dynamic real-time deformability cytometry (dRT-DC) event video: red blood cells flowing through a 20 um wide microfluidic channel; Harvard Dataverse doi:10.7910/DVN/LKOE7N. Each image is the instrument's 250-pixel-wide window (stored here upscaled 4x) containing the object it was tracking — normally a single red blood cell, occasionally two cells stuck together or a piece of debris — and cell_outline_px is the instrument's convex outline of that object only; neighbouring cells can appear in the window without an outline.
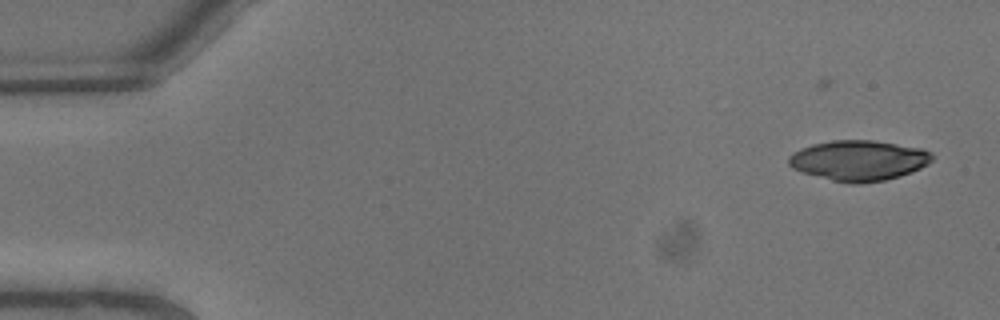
{"species": "common noctule bat (a hibernating species)", "species_latin": "Nyctalus noctula", "temperature_condition": "warm", "stored_images_in_passage": 6, "camera_frame_rate_fps": 3000, "um_per_image_px": 0.085, "animal": {"sex": "male", "body_mass_g": 13.3}, "frame": {"image": 1, "passage_image": 1, "time_ms": 0.0, "image_size_px": [1000, 320], "cell_outline_px": [[932, 160], [928, 164], [912, 172], [900, 176], [884, 180], [860, 184], [848, 184], [832, 180], [804, 172], [792, 168], [788, 164], [788, 156], [812, 144], [832, 140], [872, 140], [920, 148], [932, 152]], "centroid_in_image_um": [73.01, 13.64], "position_along_channel_um": 12.0, "area_um2": 33.52}}